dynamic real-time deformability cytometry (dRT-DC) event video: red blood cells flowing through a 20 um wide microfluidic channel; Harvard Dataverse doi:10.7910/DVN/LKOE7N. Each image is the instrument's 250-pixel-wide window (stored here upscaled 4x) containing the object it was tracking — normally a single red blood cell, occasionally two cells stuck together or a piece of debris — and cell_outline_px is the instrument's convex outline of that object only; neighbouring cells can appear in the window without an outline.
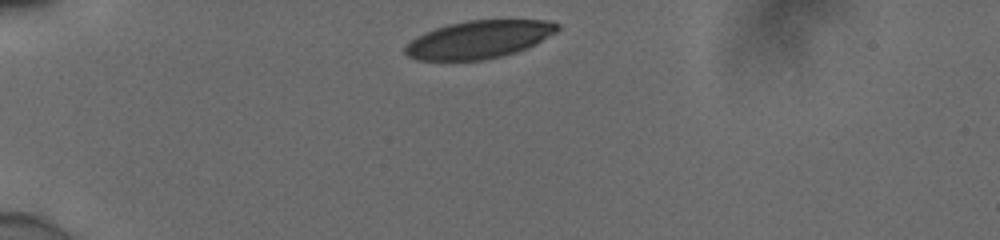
{"species": "human", "species_latin": "Homo sapiens", "temperature_condition": "cold", "stored_images_in_passage": 8, "camera_frame_rate_fps": 3000, "um_per_image_px": 0.085, "donor": {"sex": "male"}, "frame": {"image": 1, "passage_image": 1, "time_ms": 0.0, "image_size_px": [1000, 240], "cell_outline_px": [[560, 28], [556, 32], [536, 44], [528, 48], [516, 52], [500, 56], [480, 60], [416, 60], [408, 56], [404, 52], [404, 48], [416, 36], [424, 32], [448, 24], [468, 20], [552, 20], [560, 24]], "centroid_in_image_um": [40.73, 3.35], "position_along_channel_um": 44.3, "area_um2": 33.58}}
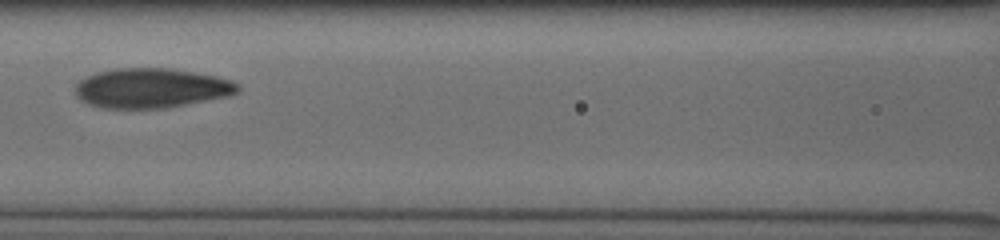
{"frame": {"image": 2, "passage_image": 6, "time_ms": 1.667, "image_size_px": [1000, 240], "cell_outline_px": [[240, 88], [232, 96], [164, 108], [104, 108], [80, 100], [76, 96], [76, 84], [80, 80], [96, 72], [116, 68], [168, 68], [196, 72], [216, 76], [232, 80], [240, 84]], "centroid_in_image_um": [12.91, 7.48], "position_along_channel_um": 153.7, "area_um2": 37.69}}
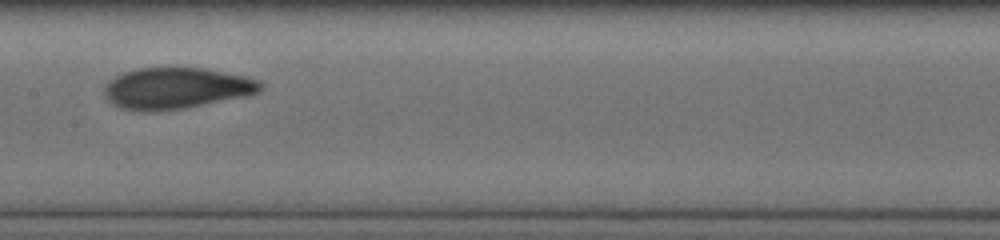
{"frame": {"image": 3, "passage_image": 7, "time_ms": 2.0, "image_size_px": [1000, 240], "cell_outline_px": [[264, 88], [260, 92], [248, 96], [184, 108], [152, 112], [140, 112], [124, 108], [112, 104], [104, 96], [104, 88], [108, 80], [124, 72], [136, 68], [204, 68], [244, 76], [260, 80], [264, 84]], "centroid_in_image_um": [15.0, 7.51], "position_along_channel_um": 192.4, "area_um2": 37.86}}